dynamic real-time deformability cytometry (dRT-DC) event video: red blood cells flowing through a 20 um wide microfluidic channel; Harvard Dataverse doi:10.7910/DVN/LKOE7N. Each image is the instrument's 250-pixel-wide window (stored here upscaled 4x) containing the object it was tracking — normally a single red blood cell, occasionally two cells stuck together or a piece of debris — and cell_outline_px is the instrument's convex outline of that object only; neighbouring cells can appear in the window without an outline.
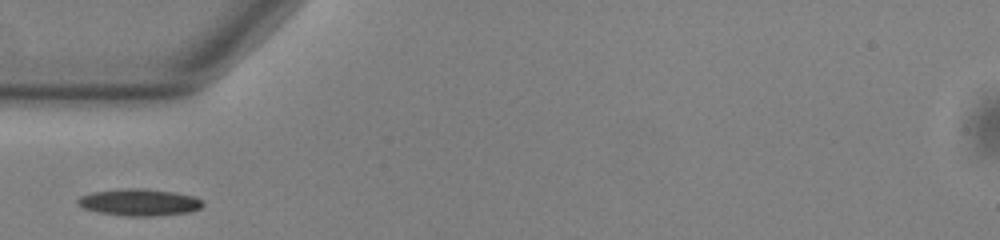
{"species": "common noctule bat (a hibernating species)", "species_latin": "Nyctalus noctula", "temperature_condition": "warm", "stored_images_in_passage": 37, "camera_frame_rate_fps": 3000, "um_per_image_px": 0.085, "animal": {"sex": "male", "body_mass_g": 13.0, "forearm_length_mm": 53.1}, "frame": {"image": 1, "passage_image": 1, "time_ms": 0.0, "image_size_px": [1000, 240], "cell_outline_px": [[204, 204], [200, 208], [188, 212], [156, 216], [128, 216], [96, 212], [84, 208], [76, 204], [76, 200], [80, 196], [92, 192], [128, 188], [144, 188], [176, 192], [192, 196], [204, 200]], "centroid_in_image_um": [11.83, 17.19], "position_along_channel_um": 73.2, "area_um2": 19.71}}
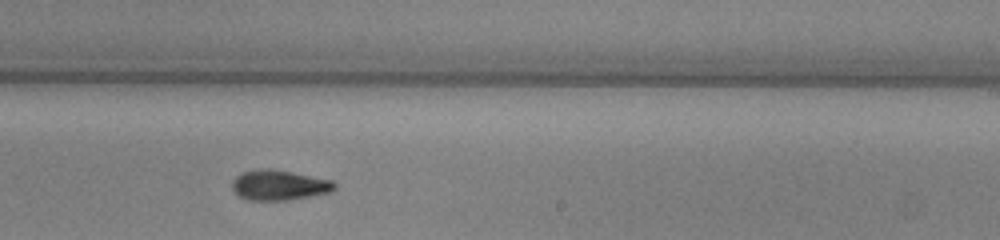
{"frame": {"image": 2, "passage_image": 16, "time_ms": 5.0, "image_size_px": [1000, 240], "cell_outline_px": [[336, 188], [332, 192], [292, 200], [248, 200], [240, 196], [232, 188], [232, 180], [240, 172], [264, 168], [268, 168], [292, 172], [332, 180], [336, 184]], "centroid_in_image_um": [23.74, 15.74], "position_along_channel_um": 265.3, "area_um2": 18.15}}
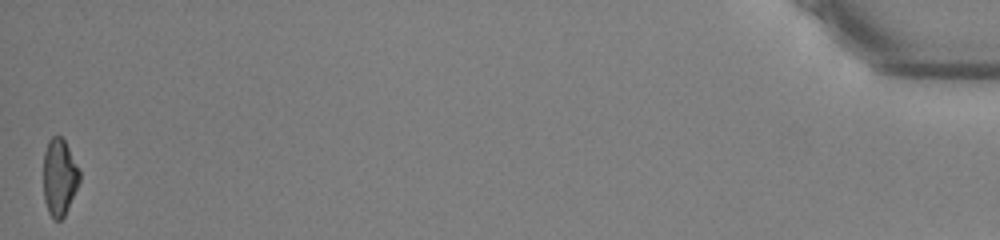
{"frame": {"image": 3, "passage_image": 37, "time_ms": 12.0, "image_size_px": [1000, 240], "cell_outline_px": [[80, 180], [64, 216], [60, 220], [52, 220], [48, 212], [44, 200], [44, 152], [48, 140], [52, 136], [60, 136], [64, 140], [80, 172]], "centroid_in_image_um": [5.03, 15.08], "position_along_channel_um": 430.2, "area_um2": 16.01}}